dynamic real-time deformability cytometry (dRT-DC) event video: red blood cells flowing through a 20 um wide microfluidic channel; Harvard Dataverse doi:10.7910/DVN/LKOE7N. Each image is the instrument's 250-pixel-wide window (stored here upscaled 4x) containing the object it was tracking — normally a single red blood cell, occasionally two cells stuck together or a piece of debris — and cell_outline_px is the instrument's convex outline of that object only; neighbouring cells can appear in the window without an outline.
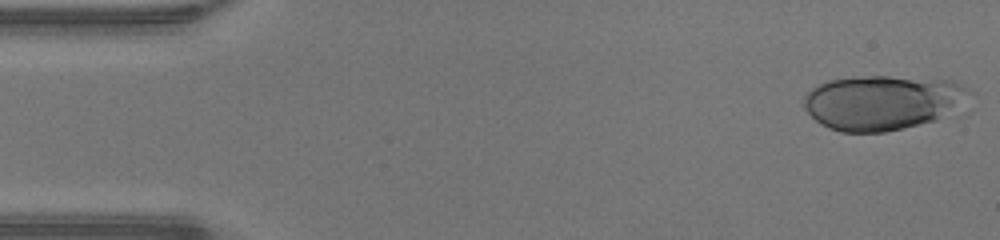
{"species": "human", "species_latin": "Homo sapiens", "temperature_condition": "warm", "stored_images_in_passage": 46, "camera_frame_rate_fps": 3000, "um_per_image_px": 0.085, "donor": {"sex": "male"}, "frame": {"image": 1, "passage_image": 1, "time_ms": 0.0, "image_size_px": [1000, 240], "cell_outline_px": [[976, 96], [936, 120], [904, 128], [884, 132], [840, 132], [820, 124], [804, 108], [804, 96], [812, 88], [828, 80], [872, 76], [888, 76], [952, 80], [976, 92]], "centroid_in_image_um": [75.08, 8.7], "position_along_channel_um": 9.9, "area_um2": 52.94}}
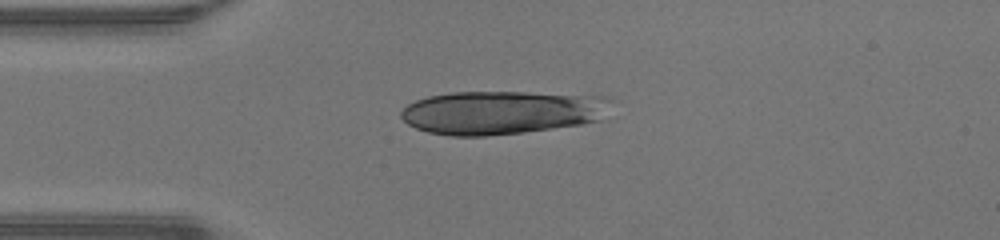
{"frame": {"image": 2, "passage_image": 11, "time_ms": 3.333, "image_size_px": [1000, 240], "cell_outline_px": [[616, 100], [604, 120], [580, 124], [524, 132], [484, 136], [448, 136], [428, 132], [416, 128], [408, 124], [400, 116], [400, 112], [408, 104], [416, 100], [428, 96], [452, 92], [528, 92], [608, 96]], "centroid_in_image_um": [42.74, 9.54], "position_along_channel_um": 42.3, "area_um2": 53.99}}